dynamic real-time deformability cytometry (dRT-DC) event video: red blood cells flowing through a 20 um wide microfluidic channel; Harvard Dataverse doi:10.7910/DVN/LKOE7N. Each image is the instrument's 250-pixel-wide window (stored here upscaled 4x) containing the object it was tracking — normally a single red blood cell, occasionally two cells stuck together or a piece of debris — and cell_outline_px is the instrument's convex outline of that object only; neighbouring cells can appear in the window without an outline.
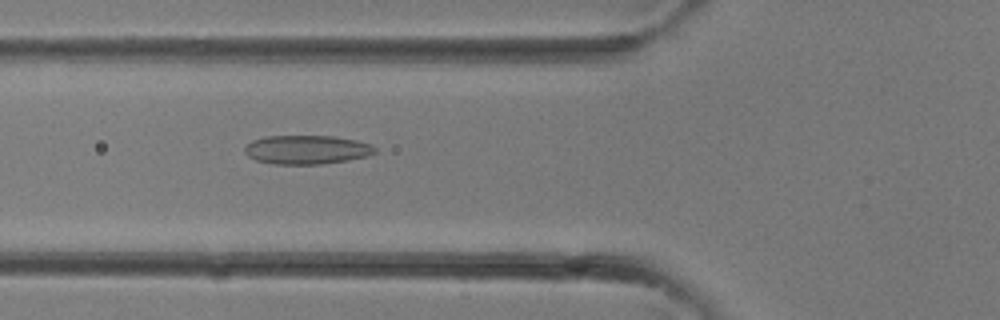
{"species": "common noctule bat (a hibernating species)", "species_latin": "Nyctalus noctula", "temperature_condition": "room temperature", "stored_images_in_passage": 12, "camera_frame_rate_fps": 3000, "um_per_image_px": 0.085, "animal": {"sex": "female"}, "frame": {"image": 1, "passage_image": 12, "time_ms": 3.667, "image_size_px": [1000, 320], "cell_outline_px": [[376, 152], [368, 156], [348, 160], [320, 164], [276, 164], [256, 160], [248, 156], [244, 152], [244, 148], [252, 140], [264, 136], [336, 136], [356, 140], [372, 144], [376, 148]], "centroid_in_image_um": [26.09, 12.71], "position_along_channel_um": 99.7, "area_um2": 22.02}}